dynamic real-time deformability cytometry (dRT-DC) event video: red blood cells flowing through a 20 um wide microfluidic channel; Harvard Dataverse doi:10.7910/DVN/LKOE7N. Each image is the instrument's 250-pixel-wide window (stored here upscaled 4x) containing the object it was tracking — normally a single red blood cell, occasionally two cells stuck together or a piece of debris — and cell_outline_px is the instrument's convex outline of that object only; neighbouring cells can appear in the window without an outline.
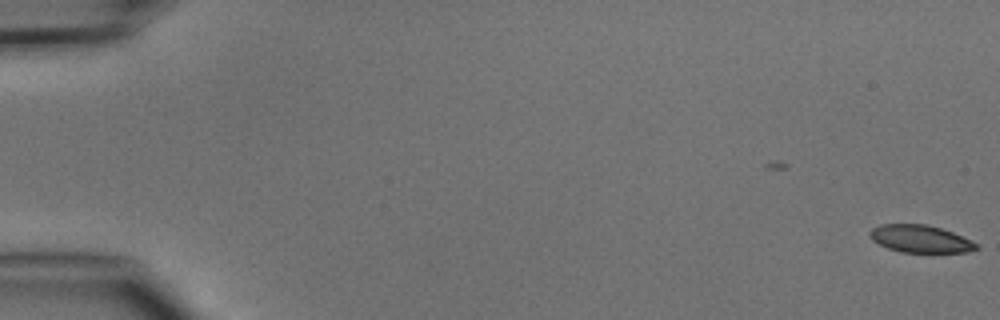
{"species": "common noctule bat (a hibernating species)", "species_latin": "Nyctalus noctula", "temperature_condition": "cold", "stored_images_in_passage": 2, "camera_frame_rate_fps": 3000, "um_per_image_px": 0.085, "animal": {"sex": "male", "body_mass_g": 15.6}, "frame": {"image": 1, "passage_image": 2, "time_ms": 1.333, "image_size_px": [1000, 320], "cell_outline_px": [[980, 248], [968, 252], [900, 252], [888, 248], [872, 240], [868, 232], [872, 228], [880, 224], [928, 224], [952, 232], [980, 244]], "centroid_in_image_um": [78.24, 20.3], "position_along_channel_um": 6.8, "area_um2": 17.11}}